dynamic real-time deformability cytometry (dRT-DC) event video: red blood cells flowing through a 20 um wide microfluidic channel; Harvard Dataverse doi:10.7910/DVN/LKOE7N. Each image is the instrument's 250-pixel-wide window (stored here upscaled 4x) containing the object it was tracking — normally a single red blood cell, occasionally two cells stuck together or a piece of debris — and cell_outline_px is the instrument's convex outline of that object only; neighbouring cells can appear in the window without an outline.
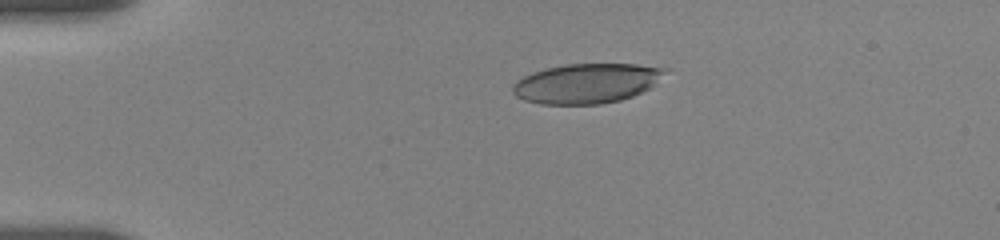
{"species": "human", "species_latin": "Homo sapiens", "temperature_condition": "room temperature", "stored_images_in_passage": 9, "camera_frame_rate_fps": 3000, "um_per_image_px": 0.085, "donor": {"sex": "female"}, "frame": {"image": 1, "passage_image": 4, "time_ms": 2.667, "image_size_px": [1000, 240], "cell_outline_px": [[668, 68], [648, 88], [632, 96], [620, 100], [600, 104], [540, 104], [524, 100], [516, 96], [512, 92], [512, 84], [516, 80], [532, 72], [564, 64], [636, 64]], "centroid_in_image_um": [49.78, 7.09], "position_along_channel_um": 35.2, "area_um2": 34.97}}